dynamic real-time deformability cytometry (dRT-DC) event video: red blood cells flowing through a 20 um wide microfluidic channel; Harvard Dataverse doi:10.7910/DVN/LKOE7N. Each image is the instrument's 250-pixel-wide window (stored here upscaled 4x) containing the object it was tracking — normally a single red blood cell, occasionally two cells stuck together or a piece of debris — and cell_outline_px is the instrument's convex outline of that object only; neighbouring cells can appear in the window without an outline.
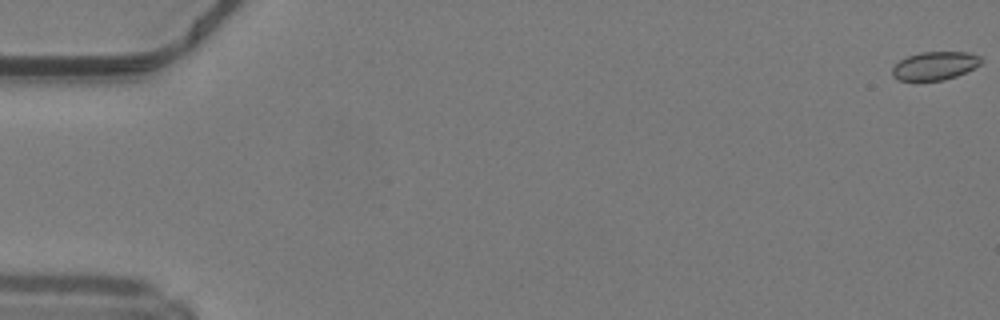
{"species": "common noctule bat (a hibernating species)", "species_latin": "Nyctalus noctula", "temperature_condition": "warm", "stored_images_in_passage": 51, "camera_frame_rate_fps": 3000, "um_per_image_px": 0.085, "animal": {"sex": "male", "body_mass_g": 19.2, "forearm_length_mm": 51.8}, "frame": {"image": 1, "passage_image": 1, "time_ms": 0.0, "image_size_px": [1000, 320], "cell_outline_px": [[984, 60], [980, 64], [956, 76], [944, 80], [900, 80], [892, 76], [892, 68], [900, 60], [908, 56], [920, 52], [968, 52], [980, 56]], "centroid_in_image_um": [79.47, 5.58], "position_along_channel_um": 5.5, "area_um2": 14.51}}
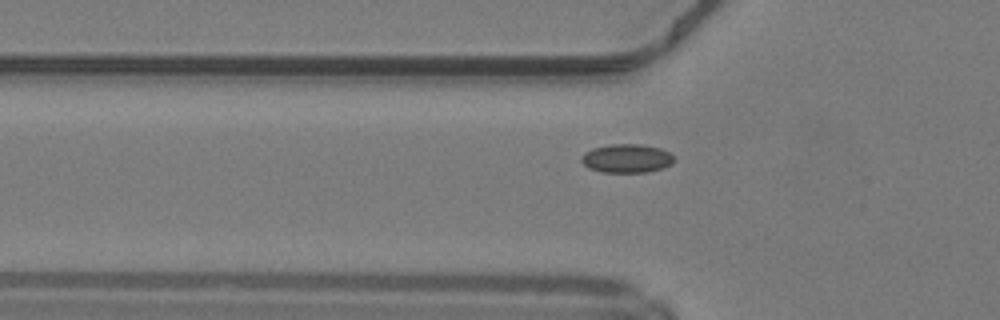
{"frame": {"image": 2, "passage_image": 18, "time_ms": 5.667, "image_size_px": [1000, 320], "cell_outline_px": [[676, 160], [672, 164], [664, 168], [648, 172], [600, 172], [588, 168], [580, 160], [580, 156], [584, 152], [592, 148], [608, 144], [640, 144], [660, 148], [668, 152]], "centroid_in_image_um": [53.25, 13.46], "position_along_channel_um": 72.5, "area_um2": 15.72}}
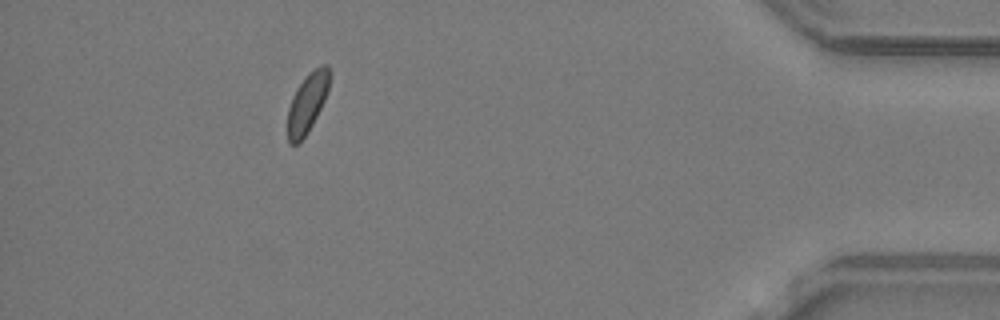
{"frame": {"image": 3, "passage_image": 46, "time_ms": 15.0, "image_size_px": [1000, 320], "cell_outline_px": [[328, 92], [312, 124], [304, 136], [296, 144], [288, 144], [288, 108], [292, 96], [296, 88], [308, 72], [320, 64], [328, 64]], "centroid_in_image_um": [26.1, 8.71], "position_along_channel_um": 409.1, "area_um2": 14.28}, "authors_computed_cell_mechanics": {"area_um2": 14.9124, "velocity_mm_per_s": 4.1963, "shape_relaxation_time_tau1_ms": null, "shape_relaxation_time_tau2_ms": 3.9008, "deformation_change_tau1": null, "deformation_change_tau2": 0.0543}}